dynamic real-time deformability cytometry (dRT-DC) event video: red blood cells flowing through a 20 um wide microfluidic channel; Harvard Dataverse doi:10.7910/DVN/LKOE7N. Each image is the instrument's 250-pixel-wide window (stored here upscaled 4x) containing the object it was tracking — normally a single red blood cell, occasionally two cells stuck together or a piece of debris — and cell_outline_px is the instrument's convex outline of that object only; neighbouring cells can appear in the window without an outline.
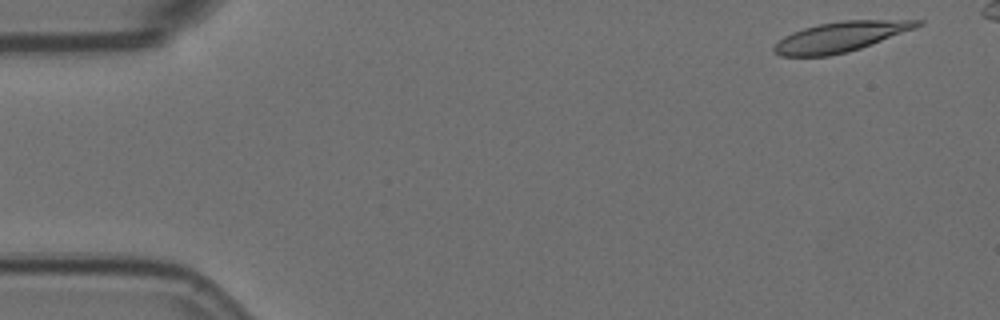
{"species": "Egyptian fruit bat (a non-hibernating species)", "species_latin": "Rousettus aegyptiacus", "temperature_condition": "room temperature", "stored_images_in_passage": 5, "camera_frame_rate_fps": 3000, "um_per_image_px": 0.085, "animal": {"sex": "female"}, "frame": {"image": 1, "passage_image": 1, "time_ms": 0.0, "image_size_px": [1000, 320], "cell_outline_px": [[924, 24], [916, 28], [860, 48], [848, 52], [828, 56], [780, 56], [772, 52], [772, 48], [784, 36], [792, 32], [804, 28], [820, 24], [844, 20], [924, 20]], "centroid_in_image_um": [71.44, 3.13], "position_along_channel_um": 13.6, "area_um2": 24.97}}